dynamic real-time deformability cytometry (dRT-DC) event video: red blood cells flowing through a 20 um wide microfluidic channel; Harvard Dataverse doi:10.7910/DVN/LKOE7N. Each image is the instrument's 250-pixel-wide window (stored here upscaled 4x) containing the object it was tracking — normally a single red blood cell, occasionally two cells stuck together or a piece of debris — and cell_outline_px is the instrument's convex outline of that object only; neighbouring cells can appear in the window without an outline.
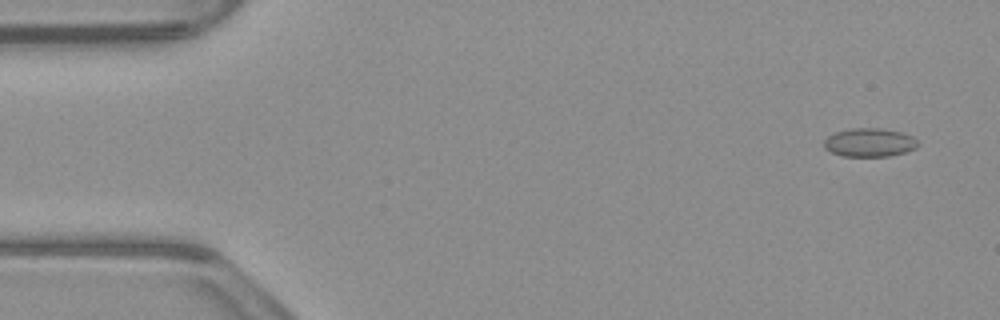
{"species": "common noctule bat (a hibernating species)", "species_latin": "Nyctalus noctula", "temperature_condition": "warm", "stored_images_in_passage": 50, "camera_frame_rate_fps": 3000, "um_per_image_px": 0.085, "animal": {"sex": "male", "body_mass_g": 23.1, "forearm_length_mm": 52.7}, "frame": {"image": 1, "passage_image": 3, "time_ms": 0.667, "image_size_px": [1000, 320], "cell_outline_px": [[920, 144], [916, 148], [908, 152], [888, 156], [844, 156], [832, 152], [824, 148], [824, 140], [828, 136], [836, 132], [852, 128], [880, 128], [904, 132], [912, 136]], "centroid_in_image_um": [73.95, 12.11], "position_along_channel_um": 11.1, "area_um2": 15.72}}
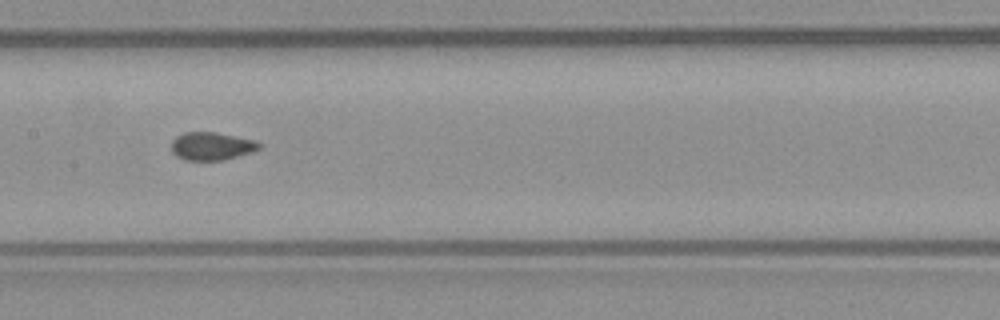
{"frame": {"image": 2, "passage_image": 26, "time_ms": 8.333, "image_size_px": [1000, 320], "cell_outline_px": [[260, 148], [252, 152], [224, 160], [184, 160], [176, 156], [172, 152], [172, 140], [176, 136], [184, 132], [216, 132], [256, 140], [260, 144]], "centroid_in_image_um": [17.98, 12.42], "position_along_channel_um": 189.4, "area_um2": 14.39}}
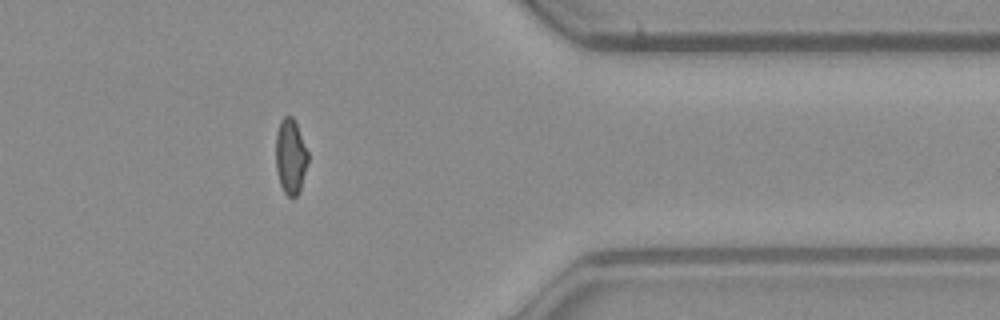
{"frame": {"image": 3, "passage_image": 43, "time_ms": 14.0, "image_size_px": [1000, 320], "cell_outline_px": [[308, 160], [300, 192], [292, 200], [284, 192], [280, 184], [276, 172], [276, 132], [280, 120], [284, 116], [292, 116], [296, 124], [308, 152]], "centroid_in_image_um": [24.69, 13.34], "position_along_channel_um": 386.7, "area_um2": 14.22}, "authors_computed_cell_mechanics": {"area_um2": 14.9702, "velocity_mm_per_s": 3.8524, "shape_relaxation_time_tau1_ms": null, "shape_relaxation_time_tau2_ms": 0.579, "deformation_change_tau1": null, "deformation_change_tau2": 0.0457}}